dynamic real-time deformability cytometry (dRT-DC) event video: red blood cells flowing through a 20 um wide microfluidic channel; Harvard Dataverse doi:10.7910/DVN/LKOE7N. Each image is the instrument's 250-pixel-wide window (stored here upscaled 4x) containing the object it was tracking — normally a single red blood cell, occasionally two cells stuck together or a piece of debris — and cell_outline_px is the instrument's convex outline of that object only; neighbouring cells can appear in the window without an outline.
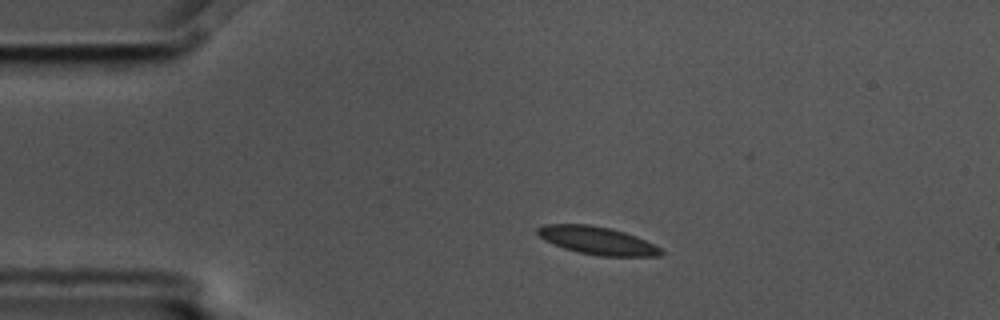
{"species": "common noctule bat (a hibernating species)", "species_latin": "Nyctalus noctula", "temperature_condition": "cold", "stored_images_in_passage": 5, "camera_frame_rate_fps": 3000, "um_per_image_px": 0.085, "animal": {"sex": "male", "body_mass_g": 17.5, "forearm_length_mm": 52.3}, "frame": {"image": 1, "passage_image": 2, "time_ms": 0.333, "image_size_px": [1000, 320], "cell_outline_px": [[664, 252], [660, 256], [600, 256], [580, 252], [564, 248], [544, 240], [536, 232], [536, 228], [544, 224], [588, 224], [612, 228], [636, 236], [660, 248]], "centroid_in_image_um": [50.75, 20.44], "position_along_channel_um": 34.3, "area_um2": 19.94}}
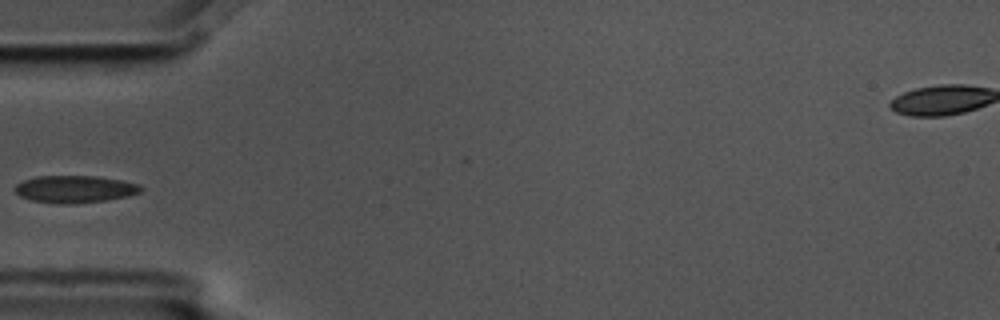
{"frame": {"image": 2, "passage_image": 4, "time_ms": 1.0, "image_size_px": [1000, 320], "cell_outline_px": [[140, 192], [128, 196], [108, 200], [68, 204], [60, 204], [32, 200], [20, 196], [12, 188], [16, 184], [24, 180], [36, 176], [96, 176], [120, 180], [140, 184]], "centroid_in_image_um": [6.33, 16.07], "position_along_channel_um": 78.7, "area_um2": 19.94}}